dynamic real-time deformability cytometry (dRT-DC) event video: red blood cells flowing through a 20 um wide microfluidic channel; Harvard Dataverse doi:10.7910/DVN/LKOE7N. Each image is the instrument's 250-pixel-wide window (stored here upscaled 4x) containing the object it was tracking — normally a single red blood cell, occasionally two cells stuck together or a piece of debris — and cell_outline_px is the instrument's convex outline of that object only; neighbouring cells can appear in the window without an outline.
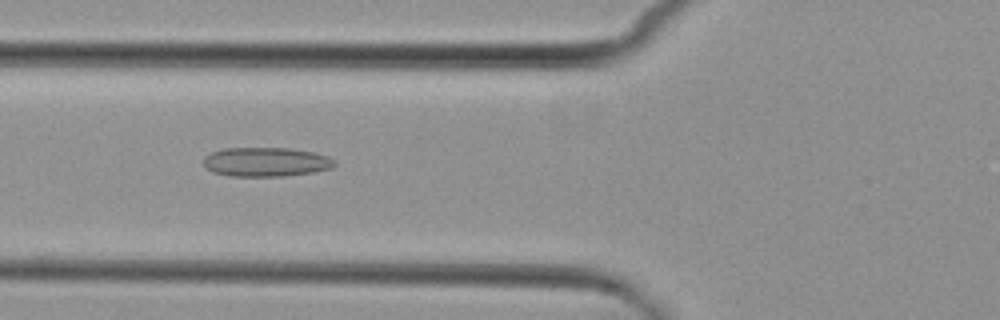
{"species": "common noctule bat (a hibernating species)", "species_latin": "Nyctalus noctula", "temperature_condition": "cold", "stored_images_in_passage": 6, "camera_frame_rate_fps": 3000, "um_per_image_px": 0.085, "animal": {"sex": "female", "body_mass_g": 29.2, "forearm_length_mm": 56.3}, "frame": {"image": 1, "passage_image": 6, "time_ms": 6.333, "image_size_px": [1000, 320], "cell_outline_px": [[336, 164], [332, 168], [316, 172], [284, 176], [228, 176], [212, 172], [204, 164], [204, 156], [212, 152], [224, 148], [288, 148], [312, 152], [328, 156], [336, 160]], "centroid_in_image_um": [22.63, 13.77], "position_along_channel_um": 103.2, "area_um2": 22.43}}